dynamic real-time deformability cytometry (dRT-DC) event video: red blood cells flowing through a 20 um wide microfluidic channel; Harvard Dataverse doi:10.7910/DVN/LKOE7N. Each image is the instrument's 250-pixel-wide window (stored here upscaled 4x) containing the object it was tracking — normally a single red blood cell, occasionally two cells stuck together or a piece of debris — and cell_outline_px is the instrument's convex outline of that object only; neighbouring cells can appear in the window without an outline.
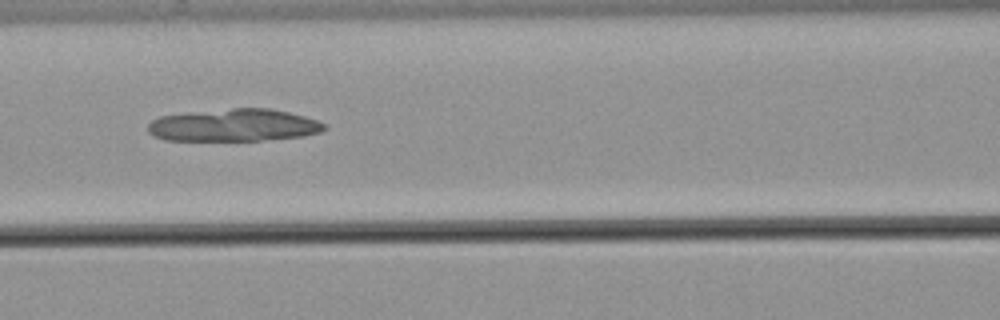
{"species": "common noctule bat (a hibernating species)", "species_latin": "Nyctalus noctula", "temperature_condition": "warm", "stored_images_in_passage": 52, "camera_frame_rate_fps": 3000, "um_per_image_px": 0.085, "animal": {"sex": "male", "body_mass_g": 21.5, "forearm_length_mm": 52.0}, "frame": {"image": 1, "passage_image": 21, "time_ms": 6.667, "image_size_px": [1000, 320], "cell_outline_px": [[328, 128], [320, 132], [304, 136], [260, 140], [164, 140], [152, 136], [148, 132], [148, 124], [152, 120], [160, 116], [188, 112], [232, 108], [268, 108], [288, 112], [304, 116], [328, 124]], "centroid_in_image_um": [19.88, 10.64], "position_along_channel_um": 146.7, "area_um2": 33.47}}